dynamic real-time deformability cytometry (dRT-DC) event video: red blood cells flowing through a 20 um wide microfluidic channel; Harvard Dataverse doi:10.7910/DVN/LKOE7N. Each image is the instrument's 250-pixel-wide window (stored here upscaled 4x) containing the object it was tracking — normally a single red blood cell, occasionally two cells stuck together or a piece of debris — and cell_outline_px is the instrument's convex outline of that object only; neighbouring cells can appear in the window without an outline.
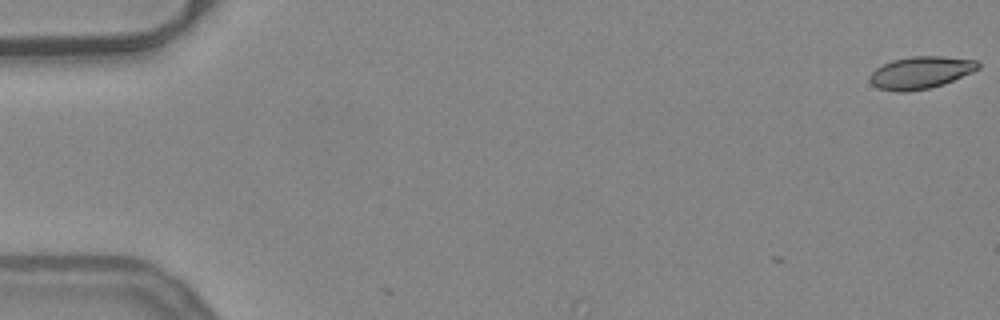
{"species": "common noctule bat (a hibernating species)", "species_latin": "Nyctalus noctula", "temperature_condition": "warm", "stored_images_in_passage": 7, "camera_frame_rate_fps": 3000, "um_per_image_px": 0.085, "animal": {"sex": "female", "body_mass_g": 24.6, "forearm_length_mm": 56.2}, "frame": {"image": 1, "passage_image": 1, "time_ms": 0.0, "image_size_px": [1000, 320], "cell_outline_px": [[980, 68], [972, 72], [944, 84], [928, 88], [904, 92], [896, 92], [876, 88], [868, 80], [868, 76], [876, 68], [892, 60], [912, 56], [940, 56], [976, 60], [980, 64]], "centroid_in_image_um": [78.22, 6.17], "position_along_channel_um": 6.8, "area_um2": 20.4}}